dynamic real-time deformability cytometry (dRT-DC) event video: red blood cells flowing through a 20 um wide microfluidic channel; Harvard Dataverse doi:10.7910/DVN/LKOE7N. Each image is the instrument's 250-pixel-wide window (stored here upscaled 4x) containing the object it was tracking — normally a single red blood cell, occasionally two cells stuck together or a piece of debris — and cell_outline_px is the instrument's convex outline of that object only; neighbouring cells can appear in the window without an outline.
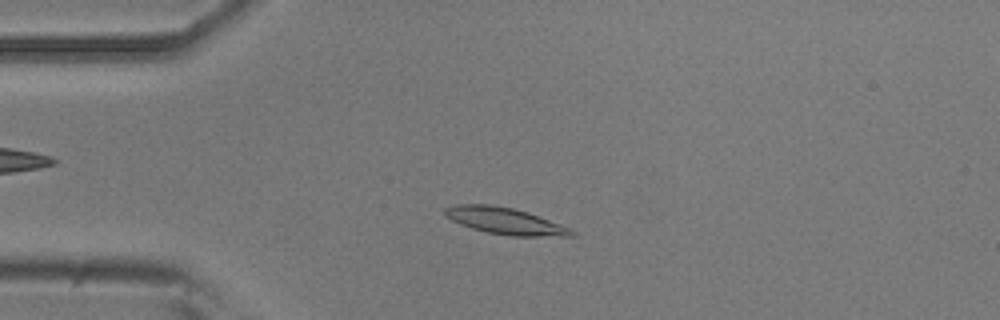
{"species": "common noctule bat (a hibernating species)", "species_latin": "Nyctalus noctula", "temperature_condition": "room temperature", "stored_images_in_passage": 54, "camera_frame_rate_fps": 3000, "um_per_image_px": 0.085, "animal": {"sex": "male", "body_mass_g": 20.5, "forearm_length_mm": 52.5}, "frame": {"image": 1, "passage_image": 12, "time_ms": 3.667, "image_size_px": [1000, 320], "cell_outline_px": [[576, 236], [512, 236], [488, 232], [472, 228], [460, 224], [444, 216], [444, 208], [456, 204], [488, 204], [512, 208], [528, 212], [572, 228], [576, 232]], "centroid_in_image_um": [42.95, 18.78], "position_along_channel_um": 42.0, "area_um2": 19.71}}
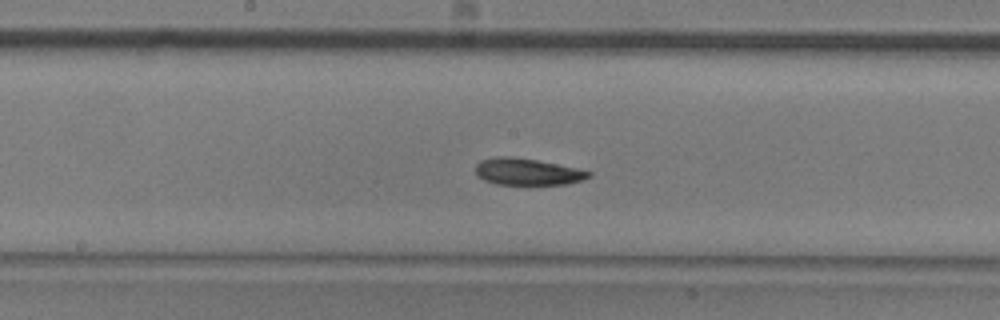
{"frame": {"image": 2, "passage_image": 27, "time_ms": 8.667, "image_size_px": [1000, 320], "cell_outline_px": [[592, 176], [584, 180], [568, 184], [496, 184], [484, 180], [476, 176], [476, 164], [480, 160], [496, 156], [508, 156], [536, 160], [576, 168], [592, 172]], "centroid_in_image_um": [44.82, 14.6], "position_along_channel_um": 203.4, "area_um2": 17.63}}
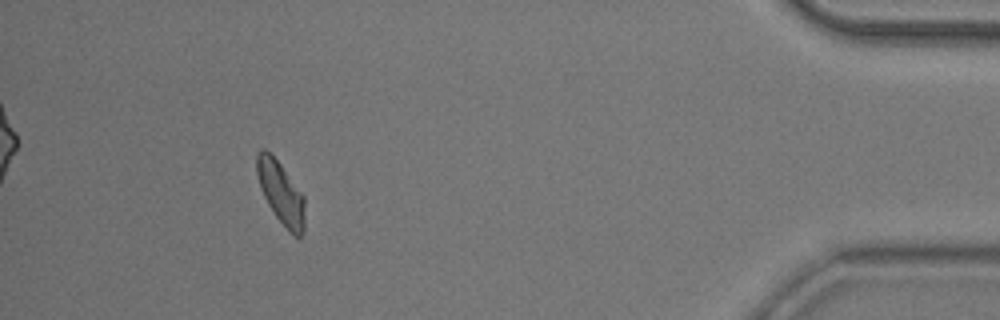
{"frame": {"image": 3, "passage_image": 49, "time_ms": 16.0, "image_size_px": [1000, 320], "cell_outline_px": [[304, 232], [300, 236], [292, 236], [288, 232], [276, 216], [268, 204], [260, 188], [256, 172], [256, 152], [260, 148], [264, 148], [280, 164], [304, 196]], "centroid_in_image_um": [23.86, 16.4], "position_along_channel_um": 411.3, "area_um2": 17.4}, "authors_computed_cell_mechanics": {"area_um2": 18.0625, "velocity_mm_per_s": 3.6599, "shape_relaxation_time_tau1_ms": 4.8606, "shape_relaxation_time_tau2_ms": 3.7459, "deformation_change_tau1": 0.1378, "deformation_change_tau2": 0.0858}}